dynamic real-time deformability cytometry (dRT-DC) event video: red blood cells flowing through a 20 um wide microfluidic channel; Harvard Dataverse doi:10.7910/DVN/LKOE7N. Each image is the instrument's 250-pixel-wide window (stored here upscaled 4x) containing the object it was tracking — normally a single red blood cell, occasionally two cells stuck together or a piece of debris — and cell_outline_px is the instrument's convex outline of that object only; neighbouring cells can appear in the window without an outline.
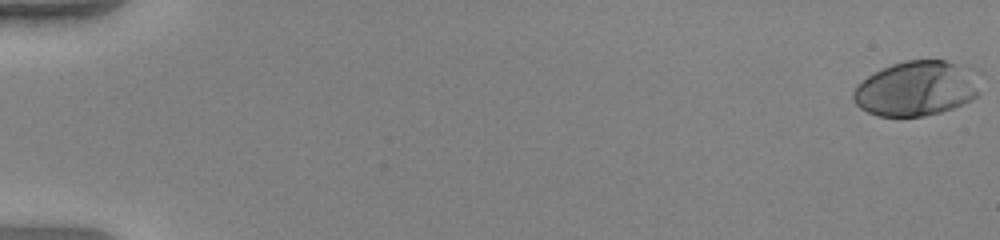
{"species": "human", "species_latin": "Homo sapiens", "temperature_condition": "warm", "stored_images_in_passage": 54, "camera_frame_rate_fps": 3000, "um_per_image_px": 0.085, "donor": {"sex": "female"}, "frame": {"image": 1, "passage_image": 1, "time_ms": 0.0, "image_size_px": [1000, 240], "cell_outline_px": [[980, 92], [972, 100], [964, 104], [940, 112], [924, 116], [876, 116], [860, 108], [852, 100], [852, 92], [856, 84], [868, 76], [892, 64], [904, 60], [944, 60], [952, 64]], "centroid_in_image_um": [77.67, 7.58], "position_along_channel_um": 7.3, "area_um2": 38.84}}
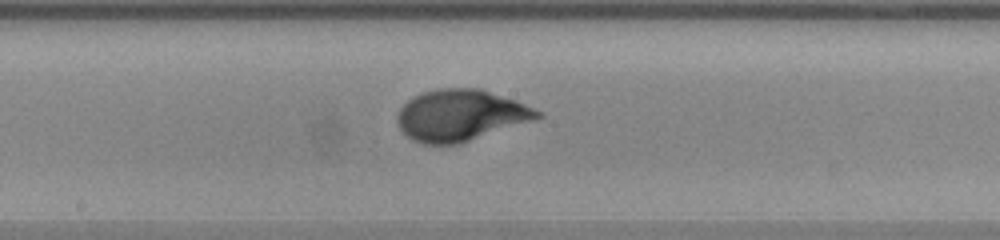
{"frame": {"image": 2, "passage_image": 31, "time_ms": 10.0, "image_size_px": [1000, 240], "cell_outline_px": [[544, 116], [460, 144], [424, 144], [412, 140], [400, 128], [396, 120], [396, 116], [400, 108], [412, 96], [436, 88], [480, 88], [516, 100], [544, 112]], "centroid_in_image_um": [39.15, 9.79], "position_along_channel_um": 209.1, "area_um2": 41.96}}
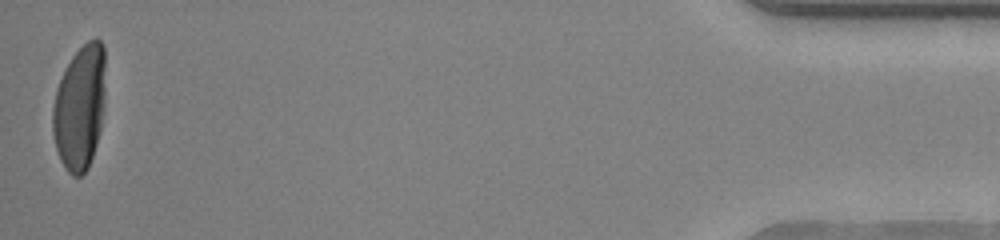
{"frame": {"image": 3, "passage_image": 54, "time_ms": 17.667, "image_size_px": [1000, 240], "cell_outline_px": [[104, 108], [100, 132], [88, 168], [80, 176], [72, 176], [64, 168], [60, 160], [56, 148], [52, 132], [52, 108], [56, 88], [72, 56], [88, 40], [96, 36], [104, 44]], "centroid_in_image_um": [6.77, 9.13], "position_along_channel_um": 428.4, "area_um2": 38.55}, "authors_computed_cell_mechanics": {"area_um2": 39.2173, "velocity_mm_per_s": 3.927, "shape_relaxation_time_tau1_ms": 3.7026, "shape_relaxation_time_tau2_ms": null, "deformation_change_tau1": 0.22, "deformation_change_tau2": null}}